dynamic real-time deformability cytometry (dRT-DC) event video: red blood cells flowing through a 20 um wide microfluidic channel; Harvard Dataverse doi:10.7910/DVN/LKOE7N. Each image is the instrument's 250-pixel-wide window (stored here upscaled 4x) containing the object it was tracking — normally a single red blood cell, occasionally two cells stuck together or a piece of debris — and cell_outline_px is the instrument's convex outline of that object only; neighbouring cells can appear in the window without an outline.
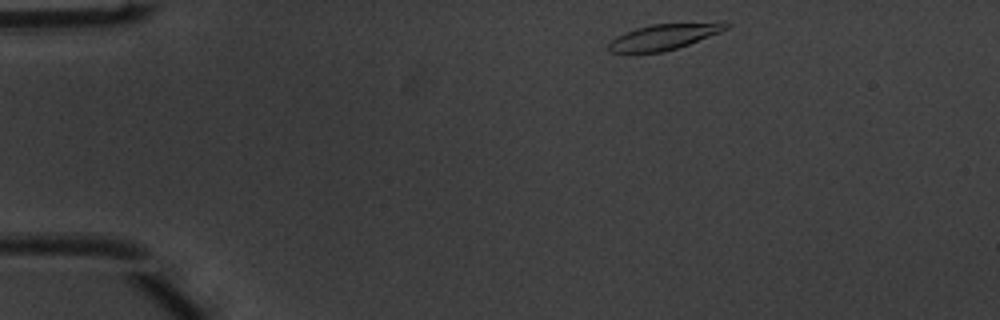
{"species": "common noctule bat (a hibernating species)", "species_latin": "Nyctalus noctula", "temperature_condition": "warm", "stored_images_in_passage": 43, "camera_frame_rate_fps": 3000, "um_per_image_px": 0.085, "animal": {"sex": "male", "body_mass_g": 20.1, "forearm_length_mm": 53.5}, "frame": {"image": 1, "passage_image": 1, "time_ms": 0.0, "image_size_px": [1000, 320], "cell_outline_px": [[732, 24], [728, 28], [720, 32], [688, 44], [664, 52], [608, 52], [608, 44], [616, 36], [624, 32], [636, 28], [652, 24], [720, 20], [724, 20]], "centroid_in_image_um": [56.54, 3.07], "position_along_channel_um": 28.5, "area_um2": 18.09}}
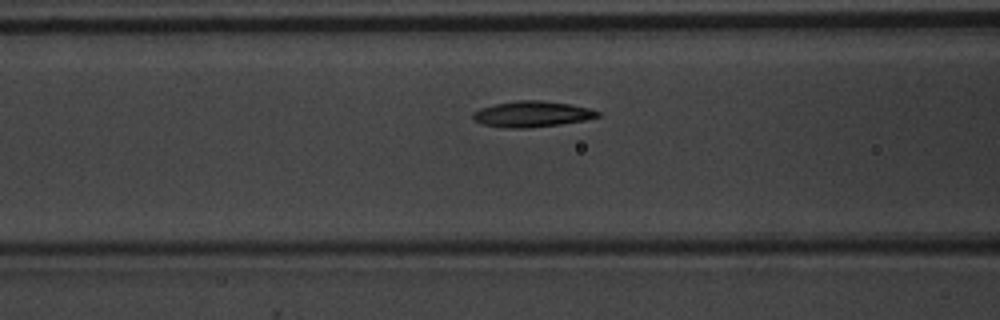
{"frame": {"image": 2, "passage_image": 13, "time_ms": 4.0, "image_size_px": [1000, 320], "cell_outline_px": [[604, 116], [584, 120], [560, 124], [528, 128], [504, 128], [484, 124], [476, 120], [472, 116], [472, 112], [480, 108], [496, 104], [516, 100], [540, 100], [568, 104], [588, 108], [600, 112]], "centroid_in_image_um": [45.24, 9.7], "position_along_channel_um": 121.4, "area_um2": 18.73}}
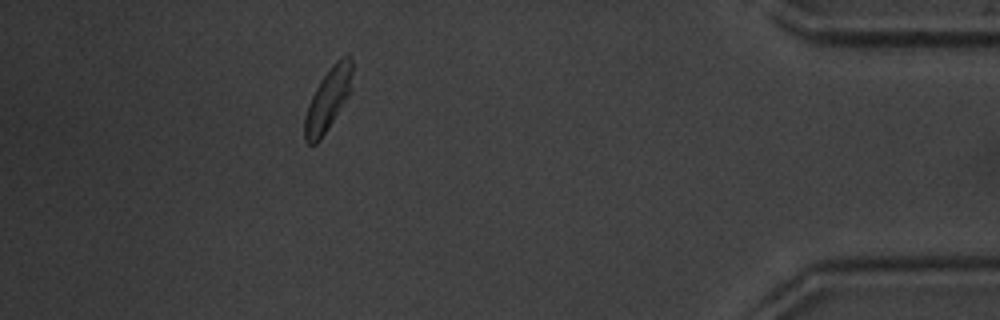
{"frame": {"image": 3, "passage_image": 38, "time_ms": 12.333, "image_size_px": [1000, 320], "cell_outline_px": [[352, 88], [348, 96], [328, 128], [320, 140], [316, 144], [308, 144], [304, 140], [304, 116], [308, 104], [320, 80], [332, 64], [336, 60], [348, 52], [352, 56]], "centroid_in_image_um": [27.89, 8.41], "position_along_channel_um": 407.3, "area_um2": 17.51}, "authors_computed_cell_mechanics": {"area_um2": 18.2648, "velocity_mm_per_s": 3.9913, "shape_relaxation_time_tau1_ms": 2.4072, "shape_relaxation_time_tau2_ms": 3.9248, "deformation_change_tau1": 0.1238, "deformation_change_tau2": 0.0759}}